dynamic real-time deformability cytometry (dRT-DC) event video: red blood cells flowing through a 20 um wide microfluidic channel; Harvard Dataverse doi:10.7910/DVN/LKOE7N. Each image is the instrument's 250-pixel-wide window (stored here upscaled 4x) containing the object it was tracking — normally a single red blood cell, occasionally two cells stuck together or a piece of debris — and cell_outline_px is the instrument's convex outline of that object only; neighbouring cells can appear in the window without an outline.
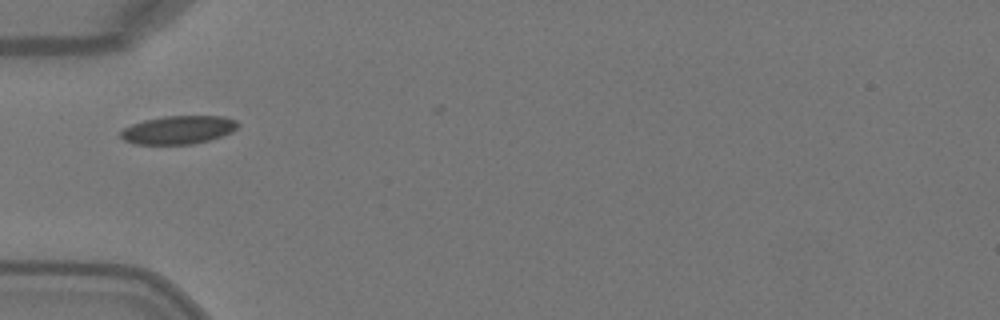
{"species": "Egyptian fruit bat (a non-hibernating species)", "species_latin": "Rousettus aegyptiacus", "temperature_condition": "warm", "stored_images_in_passage": 1, "camera_frame_rate_fps": 3000, "um_per_image_px": 0.085, "animal": {"sex": "female"}, "frame": {"image": 1, "passage_image": 1, "time_ms": 0.0, "image_size_px": [1000, 320], "cell_outline_px": [[240, 124], [232, 132], [208, 140], [192, 144], [136, 144], [124, 140], [120, 136], [120, 132], [124, 128], [132, 124], [144, 120], [164, 116], [224, 116], [236, 120]], "centroid_in_image_um": [15.16, 11.03], "position_along_channel_um": 69.8, "area_um2": 19.25}}